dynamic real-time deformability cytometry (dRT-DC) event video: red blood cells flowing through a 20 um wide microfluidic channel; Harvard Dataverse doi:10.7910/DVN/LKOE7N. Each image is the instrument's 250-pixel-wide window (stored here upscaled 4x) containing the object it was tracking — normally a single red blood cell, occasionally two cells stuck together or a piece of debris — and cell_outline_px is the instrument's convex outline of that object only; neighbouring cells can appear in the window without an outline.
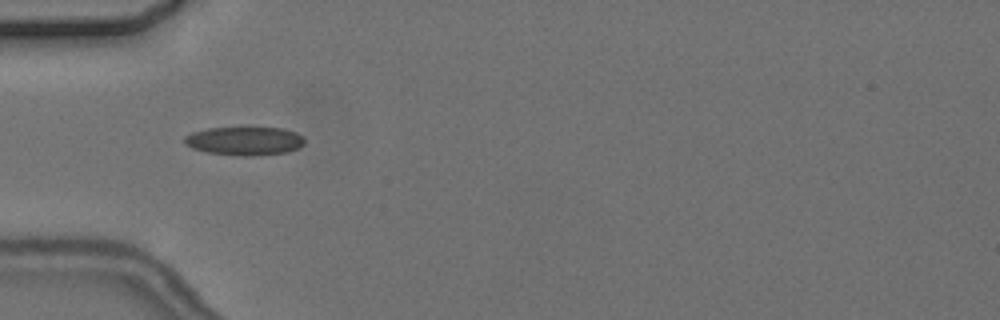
{"species": "common noctule bat (a hibernating species)", "species_latin": "Nyctalus noctula", "temperature_condition": "cold", "stored_images_in_passage": 5, "camera_frame_rate_fps": 3000, "um_per_image_px": 0.085, "animal": {"sex": "female", "body_mass_g": 24.6, "forearm_length_mm": 56.2}, "frame": {"image": 1, "passage_image": 4, "time_ms": 3.667, "image_size_px": [1000, 320], "cell_outline_px": [[304, 144], [288, 152], [252, 156], [240, 156], [208, 152], [192, 148], [184, 144], [184, 136], [192, 132], [208, 128], [284, 128], [296, 132], [304, 136]], "centroid_in_image_um": [20.79, 11.98], "position_along_channel_um": 64.2, "area_um2": 20.0}}
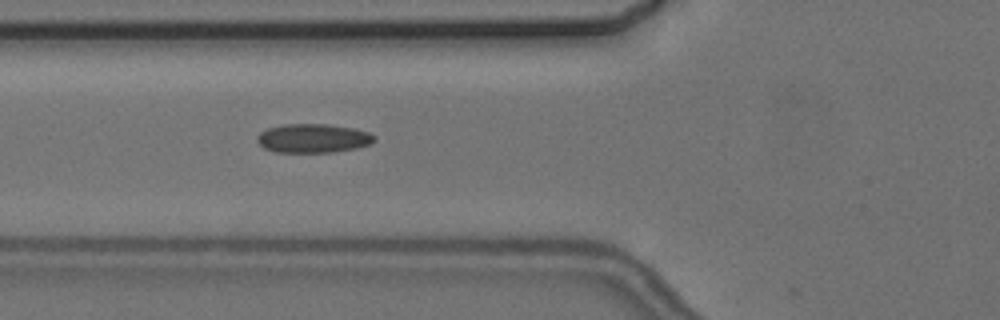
{"frame": {"image": 2, "passage_image": 5, "time_ms": 4.667, "image_size_px": [1000, 320], "cell_outline_px": [[376, 140], [368, 144], [356, 148], [332, 152], [276, 152], [264, 148], [256, 140], [256, 136], [260, 132], [268, 128], [284, 124], [328, 124], [356, 128], [368, 132], [376, 136]], "centroid_in_image_um": [26.61, 11.74], "position_along_channel_um": 99.2, "area_um2": 19.83}}